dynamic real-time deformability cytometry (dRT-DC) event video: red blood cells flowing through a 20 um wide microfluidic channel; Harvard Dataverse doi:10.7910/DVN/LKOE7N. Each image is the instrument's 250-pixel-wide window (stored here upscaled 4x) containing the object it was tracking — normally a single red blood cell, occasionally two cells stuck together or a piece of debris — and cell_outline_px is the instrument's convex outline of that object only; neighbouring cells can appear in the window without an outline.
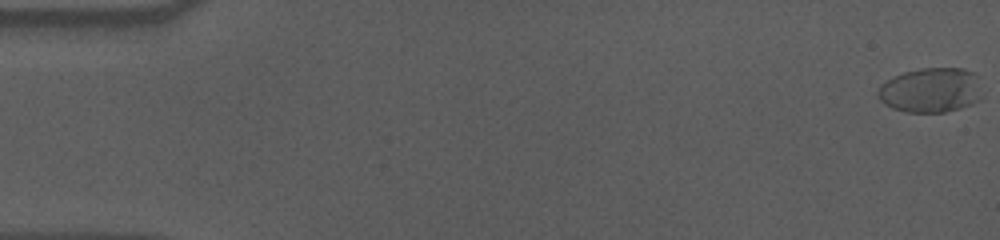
{"species": "human", "species_latin": "Homo sapiens", "temperature_condition": "cold", "stored_images_in_passage": 58, "camera_frame_rate_fps": 3000, "um_per_image_px": 0.085, "donor": {"sex": "male"}, "frame": {"image": 1, "passage_image": 1, "time_ms": 0.0, "image_size_px": [1000, 240], "cell_outline_px": [[984, 96], [980, 100], [972, 104], [960, 108], [944, 112], [904, 112], [892, 108], [884, 104], [876, 96], [876, 92], [880, 84], [904, 72], [920, 68], [964, 68], [972, 72]], "centroid_in_image_um": [79.1, 7.68], "position_along_channel_um": 5.9, "area_um2": 27.34}}
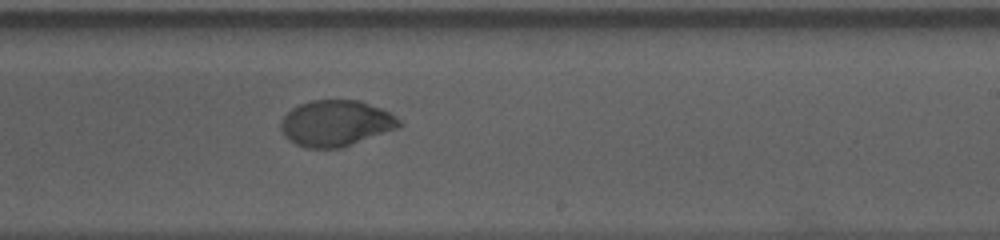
{"frame": {"image": 2, "passage_image": 36, "time_ms": 11.667, "image_size_px": [1000, 240], "cell_outline_px": [[404, 124], [400, 128], [340, 148], [304, 148], [288, 140], [284, 136], [280, 128], [280, 120], [292, 108], [300, 104], [312, 100], [360, 100], [380, 108], [396, 116]], "centroid_in_image_um": [28.55, 10.48], "position_along_channel_um": 260.4, "area_um2": 31.96}}
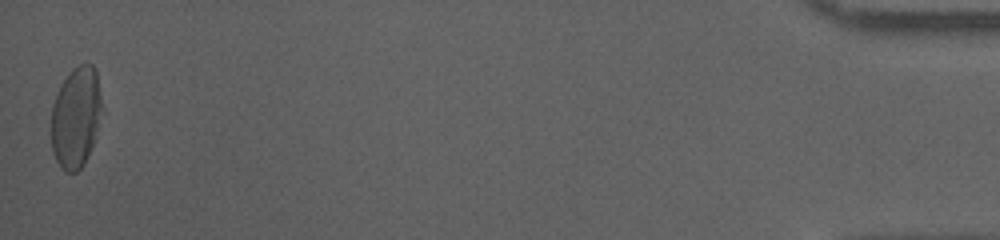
{"frame": {"image": 3, "passage_image": 58, "time_ms": 19.0, "image_size_px": [1000, 240], "cell_outline_px": [[100, 108], [96, 128], [92, 144], [84, 164], [76, 172], [64, 172], [60, 168], [52, 152], [52, 104], [60, 84], [72, 68], [80, 64], [92, 64], [96, 72], [100, 96]], "centroid_in_image_um": [6.4, 9.97], "position_along_channel_um": 428.8, "area_um2": 29.25}, "authors_computed_cell_mechanics": {"area_um2": 31.3276, "velocity_mm_per_s": 3.5707, "shape_relaxation_time_tau1_ms": 6.6961, "shape_relaxation_time_tau2_ms": 1.544, "deformation_change_tau1": 0.1813, "deformation_change_tau2": 0.0403}}